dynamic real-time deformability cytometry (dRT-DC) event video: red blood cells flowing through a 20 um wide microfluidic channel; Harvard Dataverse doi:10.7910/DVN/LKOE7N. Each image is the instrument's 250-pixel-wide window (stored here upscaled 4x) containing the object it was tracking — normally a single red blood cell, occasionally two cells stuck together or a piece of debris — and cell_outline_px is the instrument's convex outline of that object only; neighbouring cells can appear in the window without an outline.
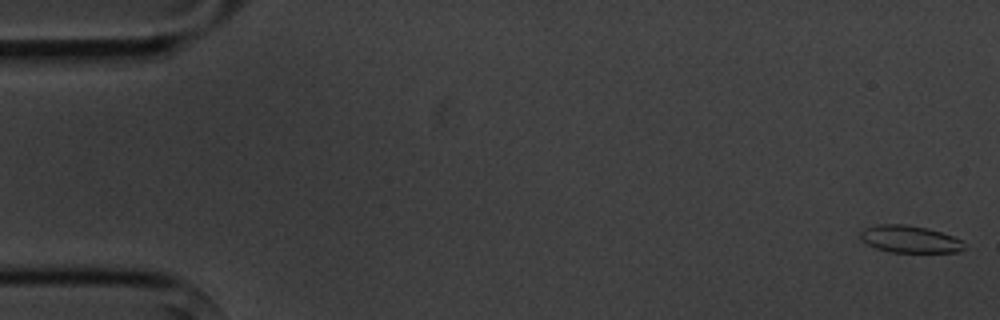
{"species": "common noctule bat (a hibernating species)", "species_latin": "Nyctalus noctula", "temperature_condition": "cold", "stored_images_in_passage": 6, "camera_frame_rate_fps": 3000, "um_per_image_px": 0.085, "animal": {"sex": "male", "body_mass_g": 20.1, "forearm_length_mm": 53.5}, "frame": {"image": 1, "passage_image": 1, "time_ms": 0.0, "image_size_px": [1000, 320], "cell_outline_px": [[964, 248], [960, 252], [888, 252], [876, 248], [860, 240], [860, 232], [864, 228], [876, 224], [904, 224], [928, 228], [952, 236], [960, 240]], "centroid_in_image_um": [77.27, 20.32], "position_along_channel_um": 7.7, "area_um2": 16.42}}